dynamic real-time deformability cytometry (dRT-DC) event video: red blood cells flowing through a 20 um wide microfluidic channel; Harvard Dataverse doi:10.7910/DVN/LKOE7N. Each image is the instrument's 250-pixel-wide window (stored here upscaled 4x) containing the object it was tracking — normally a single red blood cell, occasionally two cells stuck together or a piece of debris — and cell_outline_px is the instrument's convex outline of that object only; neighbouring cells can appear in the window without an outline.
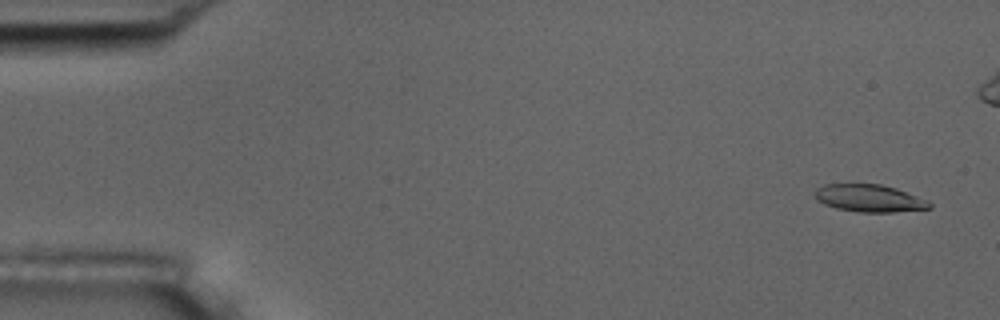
{"species": "common noctule bat (a hibernating species)", "species_latin": "Nyctalus noctula", "temperature_condition": "room temperature", "stored_images_in_passage": 50, "camera_frame_rate_fps": 3000, "um_per_image_px": 0.085, "animal": {"sex": "male", "body_mass_g": 17.5, "forearm_length_mm": 52.3}, "frame": {"image": 1, "passage_image": 3, "time_ms": 0.667, "image_size_px": [1000, 320], "cell_outline_px": [[932, 208], [892, 212], [856, 212], [836, 208], [824, 204], [816, 200], [816, 188], [824, 184], [880, 184], [896, 188], [928, 200], [932, 204]], "centroid_in_image_um": [73.9, 16.85], "position_along_channel_um": 11.1, "area_um2": 18.32}}
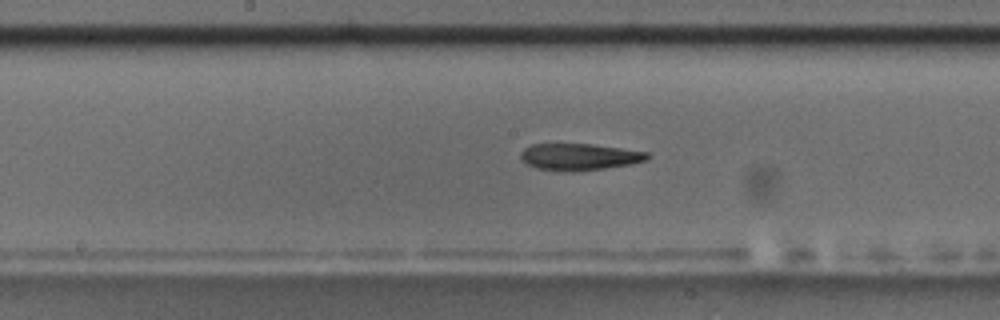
{"frame": {"image": 2, "passage_image": 29, "time_ms": 9.333, "image_size_px": [1000, 320], "cell_outline_px": [[652, 156], [648, 160], [628, 164], [604, 168], [572, 172], [540, 168], [528, 164], [520, 156], [520, 152], [524, 148], [532, 144], [592, 144], [648, 152]], "centroid_in_image_um": [49.28, 13.32], "position_along_channel_um": 198.9, "area_um2": 19.48}}
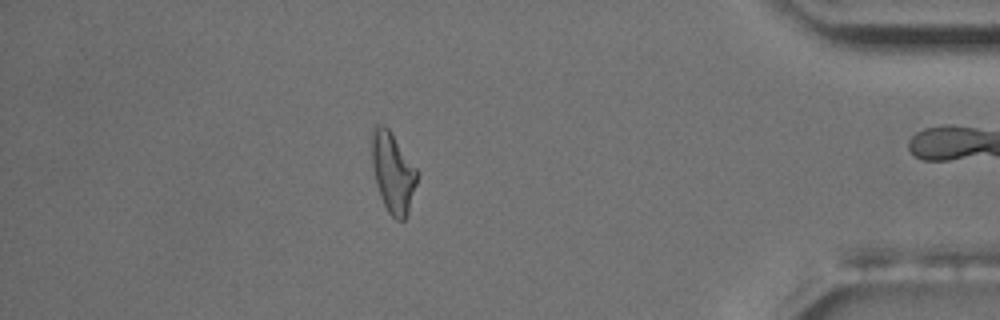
{"frame": {"image": 3, "passage_image": 49, "time_ms": 16.0, "image_size_px": [1000, 320], "cell_outline_px": [[420, 172], [408, 212], [404, 220], [396, 220], [388, 212], [380, 196], [376, 184], [372, 164], [372, 128], [376, 124], [380, 124], [388, 128]], "centroid_in_image_um": [33.41, 14.66], "position_along_channel_um": 401.8, "area_um2": 21.21}, "authors_computed_cell_mechanics": {"area_um2": 20.1144, "velocity_mm_per_s": 3.6464, "shape_relaxation_time_tau1_ms": null, "shape_relaxation_time_tau2_ms": 5.4656, "deformation_change_tau1": null, "deformation_change_tau2": 0.1697}}